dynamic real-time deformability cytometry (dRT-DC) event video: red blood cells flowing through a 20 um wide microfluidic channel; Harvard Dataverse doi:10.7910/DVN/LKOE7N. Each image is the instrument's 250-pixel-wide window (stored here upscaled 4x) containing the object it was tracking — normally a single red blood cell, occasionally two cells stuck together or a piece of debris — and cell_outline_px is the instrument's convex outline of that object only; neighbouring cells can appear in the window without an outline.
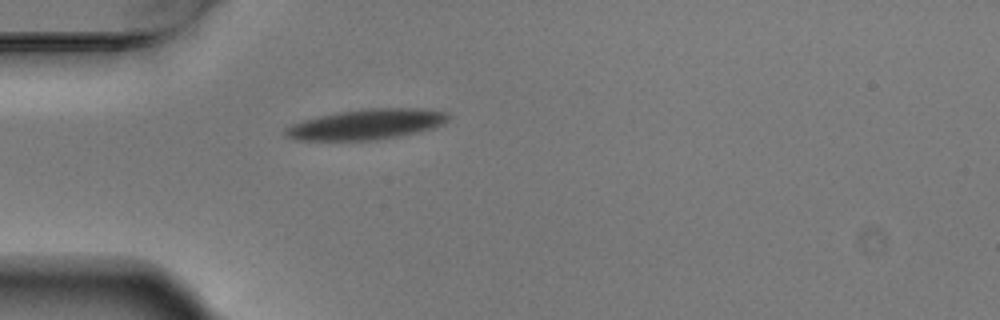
{"species": "Egyptian fruit bat (a non-hibernating species)", "species_latin": "Rousettus aegyptiacus", "temperature_condition": "warm", "stored_images_in_passage": 5, "camera_frame_rate_fps": 3000, "um_per_image_px": 0.085, "animal": {"sex": "male"}, "frame": {"image": 1, "passage_image": 5, "time_ms": 1.333, "image_size_px": [1000, 320], "cell_outline_px": [[452, 116], [448, 120], [432, 128], [400, 136], [376, 140], [296, 140], [284, 136], [284, 128], [292, 124], [304, 120], [320, 116], [360, 108], [416, 108], [448, 112]], "centroid_in_image_um": [31.14, 10.56], "position_along_channel_um": 53.9, "area_um2": 28.78}}